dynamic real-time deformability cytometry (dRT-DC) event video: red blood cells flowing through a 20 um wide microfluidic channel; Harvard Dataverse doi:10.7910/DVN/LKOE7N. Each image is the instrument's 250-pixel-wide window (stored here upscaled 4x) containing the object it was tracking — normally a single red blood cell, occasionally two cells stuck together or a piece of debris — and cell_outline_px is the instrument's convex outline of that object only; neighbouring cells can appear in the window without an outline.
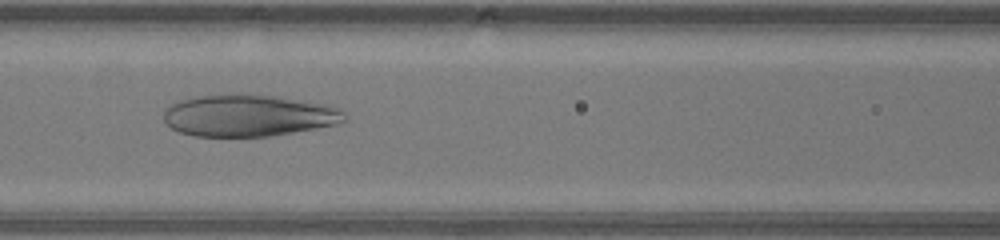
{"species": "human", "species_latin": "Homo sapiens", "temperature_condition": "warm", "stored_images_in_passage": 40, "camera_frame_rate_fps": 3000, "um_per_image_px": 0.085, "donor": {"sex": "male"}, "frame": {"image": 1, "passage_image": 14, "time_ms": 4.333, "image_size_px": [1000, 240], "cell_outline_px": [[348, 120], [336, 124], [292, 132], [268, 136], [196, 136], [180, 132], [172, 128], [164, 120], [164, 112], [172, 104], [184, 100], [200, 96], [240, 92], [280, 96], [328, 104], [340, 108], [344, 112]], "centroid_in_image_um": [21.19, 9.79], "position_along_channel_um": 145.4, "area_um2": 44.27}}
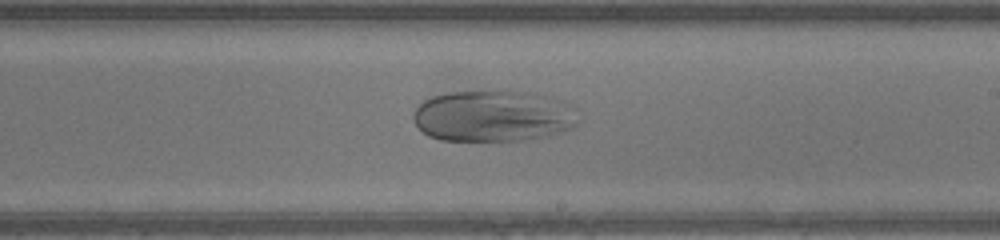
{"frame": {"image": 2, "passage_image": 21, "time_ms": 6.667, "image_size_px": [1000, 240], "cell_outline_px": [[576, 124], [572, 128], [560, 132], [524, 140], [440, 140], [428, 136], [412, 120], [412, 112], [424, 100], [432, 96], [448, 92], [488, 88], [508, 88], [536, 92], [548, 96], [568, 104], [576, 108]], "centroid_in_image_um": [41.9, 9.79], "position_along_channel_um": 247.1, "area_um2": 50.63}}
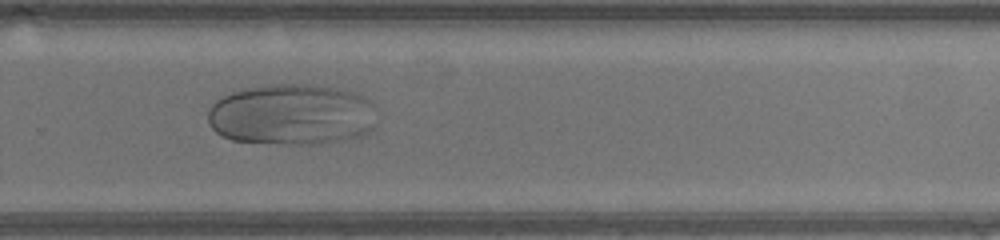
{"frame": {"image": 3, "passage_image": 25, "time_ms": 8.0, "image_size_px": [1000, 240], "cell_outline_px": [[376, 108], [372, 128], [364, 132], [340, 140], [316, 144], [288, 144], [232, 140], [220, 136], [212, 128], [208, 120], [208, 112], [212, 104], [216, 100], [240, 88], [268, 84], [308, 84], [336, 88], [352, 92], [364, 96]], "centroid_in_image_um": [24.74, 9.72], "position_along_channel_um": 305.1, "area_um2": 60.05}}